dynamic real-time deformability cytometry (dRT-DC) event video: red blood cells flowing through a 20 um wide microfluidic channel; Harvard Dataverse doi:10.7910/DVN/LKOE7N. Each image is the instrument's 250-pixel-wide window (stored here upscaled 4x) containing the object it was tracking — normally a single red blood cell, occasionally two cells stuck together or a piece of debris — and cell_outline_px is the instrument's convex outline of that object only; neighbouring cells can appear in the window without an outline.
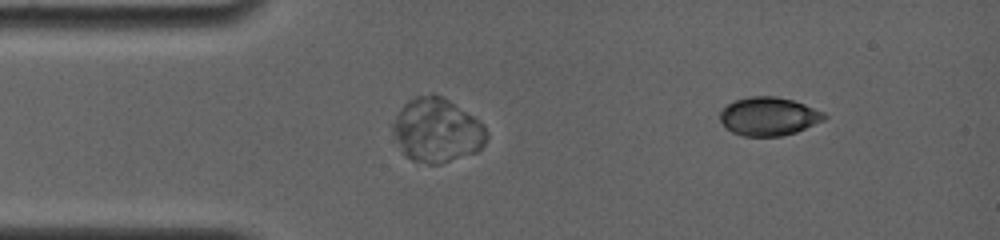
{"species": "common noctule bat (a hibernating species)", "species_latin": "Nyctalus noctula", "temperature_condition": "room temperature", "stored_images_in_passage": 20, "camera_frame_rate_fps": 4000, "um_per_image_px": 0.085, "animal": {"sex": "female", "body_mass_g": 19.0, "forearm_length_mm": 56.7}, "frame": {"image": 1, "passage_image": 1, "time_ms": 0.0, "image_size_px": [1000, 240], "cell_outline_px": [[828, 116], [824, 120], [796, 132], [780, 136], [744, 136], [732, 132], [720, 120], [720, 112], [728, 104], [736, 100], [748, 96], [776, 96], [792, 100], [804, 104], [824, 112]], "centroid_in_image_um": [65.35, 9.88], "position_along_channel_um": 19.6, "area_um2": 23.18}}
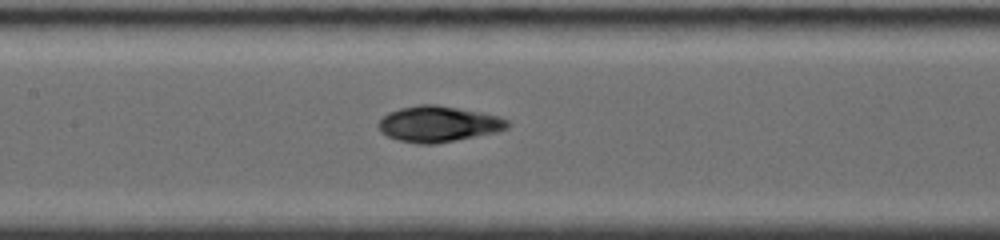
{"frame": {"image": 2, "passage_image": 12, "time_ms": 5.75, "image_size_px": [1000, 240], "cell_outline_px": [[512, 124], [508, 128], [496, 132], [432, 144], [420, 144], [400, 140], [388, 136], [380, 132], [376, 124], [388, 112], [400, 108], [420, 104], [436, 104], [480, 112], [500, 116], [508, 120]], "centroid_in_image_um": [37.26, 10.52], "position_along_channel_um": 170.1, "area_um2": 26.88}}
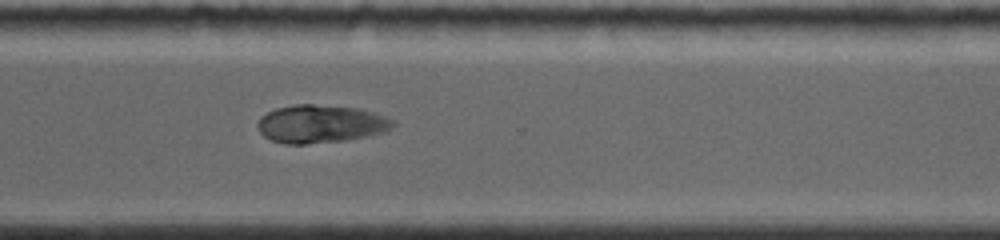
{"frame": {"image": 3, "passage_image": 20, "time_ms": 10.25, "image_size_px": [1000, 240], "cell_outline_px": [[396, 124], [392, 128], [384, 132], [344, 140], [308, 144], [284, 144], [272, 140], [264, 136], [260, 132], [256, 124], [260, 116], [276, 108], [296, 104], [312, 104], [356, 108], [372, 112], [396, 120]], "centroid_in_image_um": [27.24, 10.53], "position_along_channel_um": 343.4, "area_um2": 29.94}}